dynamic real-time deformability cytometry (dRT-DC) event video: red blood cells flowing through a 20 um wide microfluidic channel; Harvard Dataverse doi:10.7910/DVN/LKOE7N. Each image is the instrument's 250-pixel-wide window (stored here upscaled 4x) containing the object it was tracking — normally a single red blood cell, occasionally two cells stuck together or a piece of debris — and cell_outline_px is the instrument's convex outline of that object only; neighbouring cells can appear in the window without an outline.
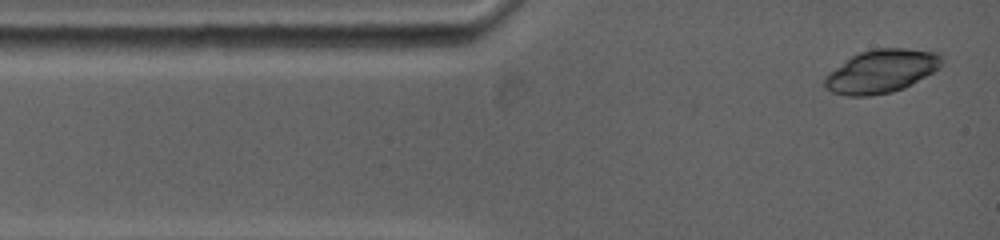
{"species": "common noctule bat (a hibernating species)", "species_latin": "Nyctalus noctula", "temperature_condition": "warm", "stored_images_in_passage": 16, "camera_frame_rate_fps": 5000, "um_per_image_px": 0.085, "animal": {"sex": "female", "body_mass_g": 19.0, "forearm_length_mm": 53.3}, "frame": {"image": 1, "passage_image": 1, "time_ms": 0.0, "image_size_px": [1000, 240], "cell_outline_px": [[944, 60], [940, 68], [912, 84], [904, 88], [892, 92], [868, 96], [848, 96], [832, 92], [824, 88], [824, 76], [828, 72], [852, 56], [860, 52], [876, 48], [904, 48], [940, 52]], "centroid_in_image_um": [74.93, 6.05], "position_along_channel_um": 10.1, "area_um2": 29.77}}
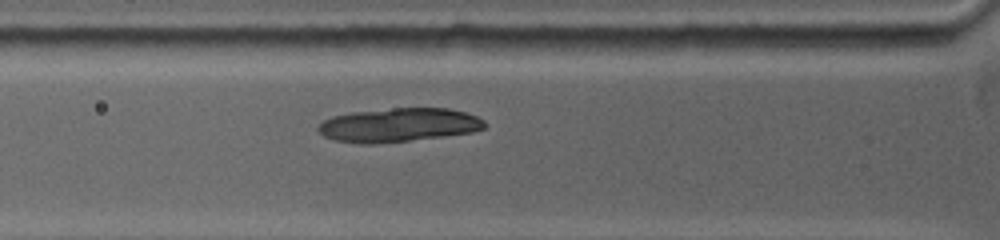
{"frame": {"image": 2, "passage_image": 7, "time_ms": 3.2, "image_size_px": [1000, 240], "cell_outline_px": [[484, 128], [472, 132], [408, 140], [372, 144], [360, 144], [332, 140], [324, 136], [316, 128], [324, 120], [332, 116], [352, 112], [396, 108], [448, 108], [464, 112], [476, 116], [484, 120]], "centroid_in_image_um": [33.83, 10.62], "position_along_channel_um": 92.0, "area_um2": 32.48}}
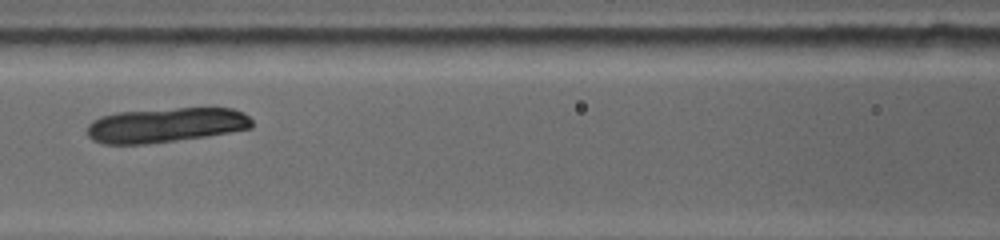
{"frame": {"image": 3, "passage_image": 10, "time_ms": 4.8, "image_size_px": [1000, 240], "cell_outline_px": [[252, 128], [208, 136], [144, 144], [100, 144], [92, 140], [88, 136], [88, 124], [92, 120], [100, 116], [120, 112], [176, 108], [232, 108], [244, 112], [252, 120]], "centroid_in_image_um": [14.09, 10.63], "position_along_channel_um": 152.5, "area_um2": 33.41}}